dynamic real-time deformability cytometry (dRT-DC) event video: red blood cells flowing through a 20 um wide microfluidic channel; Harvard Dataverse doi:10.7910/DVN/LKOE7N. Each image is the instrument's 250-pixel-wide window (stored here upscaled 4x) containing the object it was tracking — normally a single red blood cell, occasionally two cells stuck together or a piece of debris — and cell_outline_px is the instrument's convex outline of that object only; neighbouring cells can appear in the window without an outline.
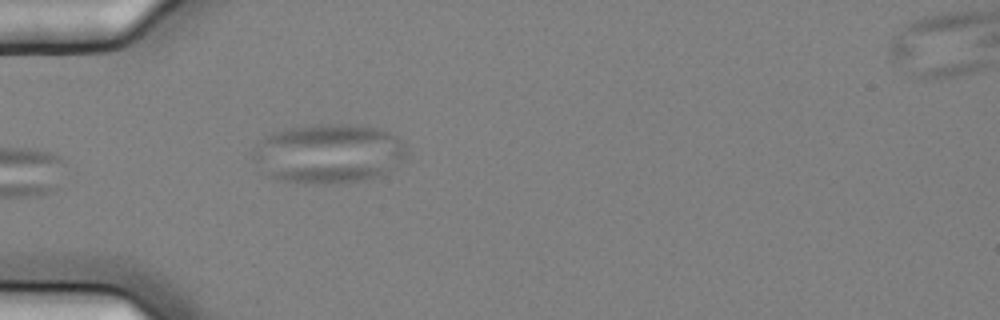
{"species": "common noctule bat (a hibernating species)", "species_latin": "Nyctalus noctula", "temperature_condition": "cold", "stored_images_in_passage": 27, "camera_frame_rate_fps": 3000, "um_per_image_px": 0.085, "animal": {"sex": "female", "body_mass_g": 25.1}, "frame": {"image": 1, "passage_image": 1, "time_ms": 0.0, "image_size_px": [1000, 320], "cell_outline_px": [[404, 156], [396, 168], [380, 176], [360, 180], [324, 184], [312, 184], [284, 180], [268, 176], [252, 156], [252, 148], [264, 136], [272, 132], [288, 128], [316, 124], [352, 124], [376, 128], [388, 132], [396, 136], [404, 144]], "centroid_in_image_um": [27.91, 13.04], "position_along_channel_um": 57.1, "area_um2": 53.06}}